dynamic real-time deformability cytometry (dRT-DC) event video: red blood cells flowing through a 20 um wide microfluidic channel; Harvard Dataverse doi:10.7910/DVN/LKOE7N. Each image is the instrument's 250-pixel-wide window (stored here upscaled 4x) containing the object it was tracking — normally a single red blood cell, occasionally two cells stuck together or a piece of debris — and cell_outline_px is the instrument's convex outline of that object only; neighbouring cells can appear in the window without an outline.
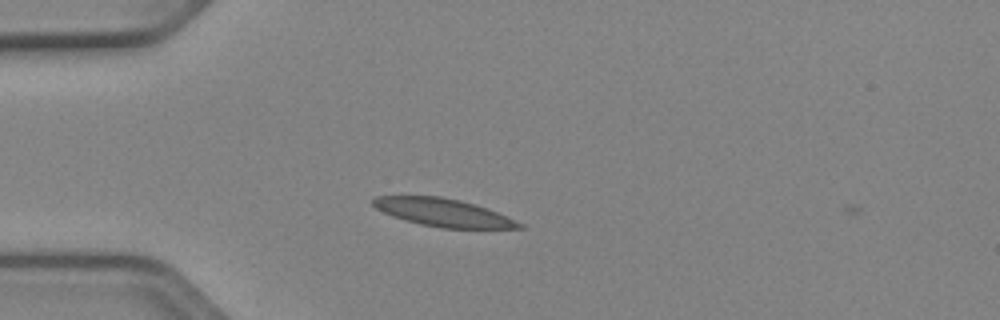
{"species": "Egyptian fruit bat (a non-hibernating species)", "species_latin": "Rousettus aegyptiacus", "temperature_condition": "cold", "stored_images_in_passage": 2, "camera_frame_rate_fps": 3000, "um_per_image_px": 0.085, "animal": {"sex": "female"}, "frame": {"image": 1, "passage_image": 1, "time_ms": 0.0, "image_size_px": [1000, 320], "cell_outline_px": [[524, 228], [440, 228], [420, 224], [404, 220], [392, 216], [376, 208], [372, 204], [372, 200], [376, 196], [440, 196], [460, 200], [508, 216], [524, 224]], "centroid_in_image_um": [37.66, 18.07], "position_along_channel_um": 47.3, "area_um2": 23.52}}